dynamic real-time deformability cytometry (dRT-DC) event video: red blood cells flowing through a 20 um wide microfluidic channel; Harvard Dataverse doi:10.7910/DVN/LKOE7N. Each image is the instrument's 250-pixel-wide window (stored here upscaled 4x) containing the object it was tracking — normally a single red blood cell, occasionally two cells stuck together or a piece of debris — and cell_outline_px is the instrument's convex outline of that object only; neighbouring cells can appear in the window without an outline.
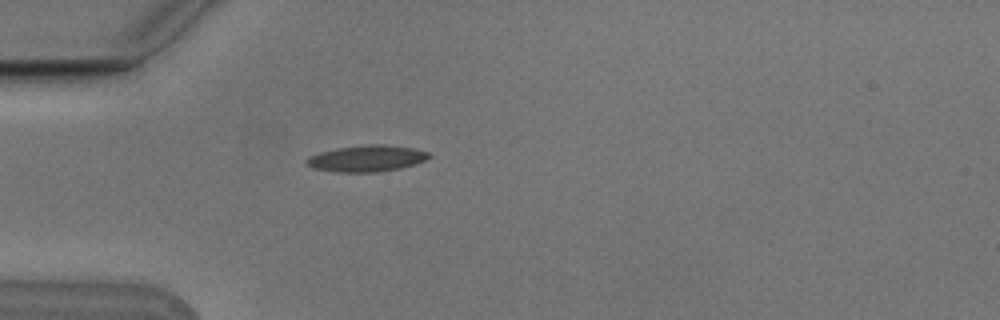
{"species": "Egyptian fruit bat (a non-hibernating species)", "species_latin": "Rousettus aegyptiacus", "temperature_condition": "cold", "stored_images_in_passage": 4, "camera_frame_rate_fps": 3000, "um_per_image_px": 0.085, "animal": {"sex": "male"}, "frame": {"image": 1, "passage_image": 4, "time_ms": 1.0, "image_size_px": [1000, 320], "cell_outline_px": [[432, 156], [416, 164], [400, 168], [376, 172], [336, 172], [312, 168], [304, 164], [304, 160], [308, 156], [320, 152], [340, 148], [368, 144], [384, 144], [412, 148], [428, 152]], "centroid_in_image_um": [31.13, 13.47], "position_along_channel_um": 53.9, "area_um2": 18.84}}